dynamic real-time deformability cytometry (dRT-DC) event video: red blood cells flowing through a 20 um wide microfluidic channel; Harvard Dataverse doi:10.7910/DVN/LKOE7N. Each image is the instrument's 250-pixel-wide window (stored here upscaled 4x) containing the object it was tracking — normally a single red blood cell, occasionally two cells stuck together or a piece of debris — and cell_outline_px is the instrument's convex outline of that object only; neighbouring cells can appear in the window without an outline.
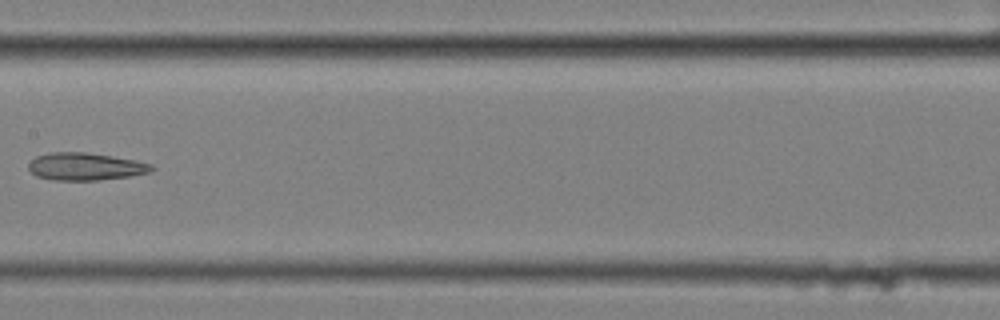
{"species": "common noctule bat (a hibernating species)", "species_latin": "Nyctalus noctula", "temperature_condition": "cold", "stored_images_in_passage": 10, "camera_frame_rate_fps": 3000, "um_per_image_px": 0.085, "animal": {"sex": "female", "body_mass_g": 25.1}, "frame": {"image": 1, "passage_image": 9, "time_ms": 2.667, "image_size_px": [1000, 320], "cell_outline_px": [[156, 168], [152, 172], [128, 176], [96, 180], [52, 180], [36, 176], [28, 168], [28, 164], [36, 156], [48, 152], [84, 152], [112, 156], [152, 164]], "centroid_in_image_um": [7.24, 14.15], "position_along_channel_um": 200.2, "area_um2": 19.65}}
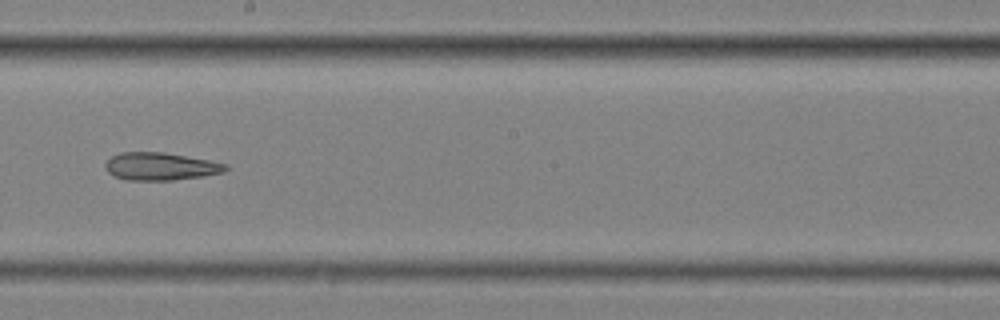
{"frame": {"image": 2, "passage_image": 10, "time_ms": 3.0, "image_size_px": [1000, 320], "cell_outline_px": [[228, 168], [224, 172], [204, 176], [172, 180], [128, 180], [116, 176], [108, 172], [104, 164], [112, 156], [120, 152], [164, 152], [208, 160], [228, 164]], "centroid_in_image_um": [13.66, 14.14], "position_along_channel_um": 234.5, "area_um2": 19.31}}